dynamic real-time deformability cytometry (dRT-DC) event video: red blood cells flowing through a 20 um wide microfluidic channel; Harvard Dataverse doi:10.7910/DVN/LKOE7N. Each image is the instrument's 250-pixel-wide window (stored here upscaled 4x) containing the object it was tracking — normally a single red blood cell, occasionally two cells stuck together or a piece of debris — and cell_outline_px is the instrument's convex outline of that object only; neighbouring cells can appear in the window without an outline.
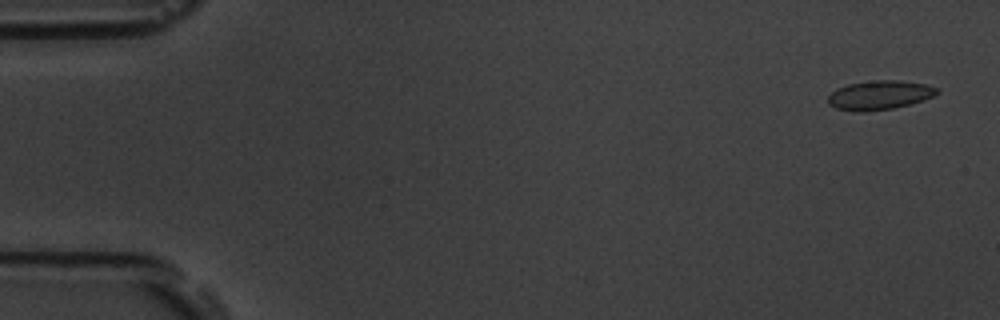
{"species": "common noctule bat (a hibernating species)", "species_latin": "Nyctalus noctula", "temperature_condition": "room temperature", "stored_images_in_passage": 54, "camera_frame_rate_fps": 3000, "um_per_image_px": 0.085, "animal": {"sex": "male", "body_mass_g": 19.5, "forearm_length_mm": 54.6}, "frame": {"image": 1, "passage_image": 2, "time_ms": 0.333, "image_size_px": [1000, 320], "cell_outline_px": [[940, 92], [932, 96], [908, 104], [892, 108], [864, 112], [856, 112], [836, 108], [828, 104], [828, 96], [836, 88], [848, 84], [876, 80], [900, 80], [924, 84], [940, 88]], "centroid_in_image_um": [74.73, 8.08], "position_along_channel_um": 10.3, "area_um2": 18.38}}
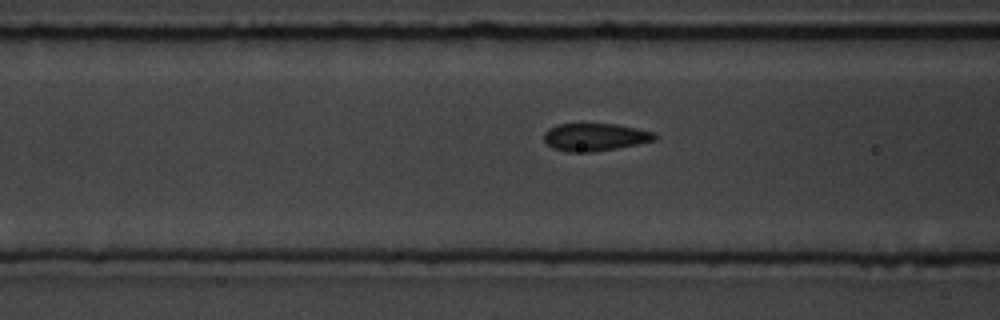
{"frame": {"image": 2, "passage_image": 21, "time_ms": 6.667, "image_size_px": [1000, 320], "cell_outline_px": [[656, 140], [616, 148], [592, 152], [568, 152], [552, 148], [544, 140], [544, 132], [548, 128], [556, 124], [616, 124], [656, 132]], "centroid_in_image_um": [50.55, 11.65], "position_along_channel_um": 116.0, "area_um2": 17.86}}
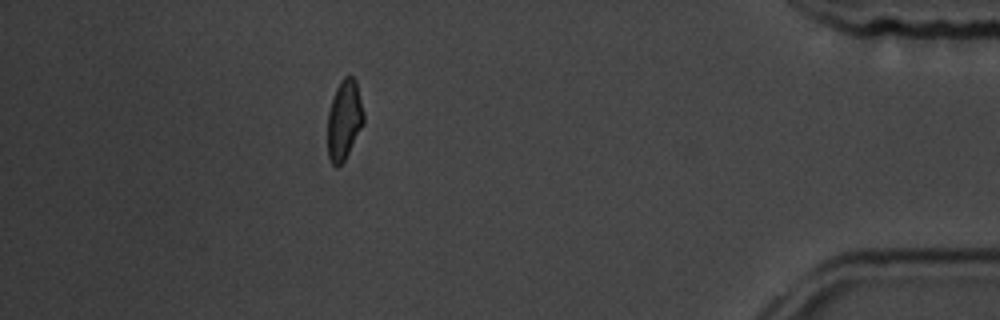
{"frame": {"image": 3, "passage_image": 48, "time_ms": 15.667, "image_size_px": [1000, 320], "cell_outline_px": [[364, 124], [344, 160], [336, 168], [332, 164], [328, 156], [328, 112], [332, 96], [340, 80], [344, 76], [352, 76], [356, 80], [364, 112]], "centroid_in_image_um": [29.26, 10.16], "position_along_channel_um": 405.9, "area_um2": 16.88}, "authors_computed_cell_mechanics": {"area_um2": 17.8891, "velocity_mm_per_s": 3.7725, "shape_relaxation_time_tau1_ms": 2.095, "shape_relaxation_time_tau2_ms": 0.8209, "deformation_change_tau1": 0.0969, "deformation_change_tau2": 0.0658}}